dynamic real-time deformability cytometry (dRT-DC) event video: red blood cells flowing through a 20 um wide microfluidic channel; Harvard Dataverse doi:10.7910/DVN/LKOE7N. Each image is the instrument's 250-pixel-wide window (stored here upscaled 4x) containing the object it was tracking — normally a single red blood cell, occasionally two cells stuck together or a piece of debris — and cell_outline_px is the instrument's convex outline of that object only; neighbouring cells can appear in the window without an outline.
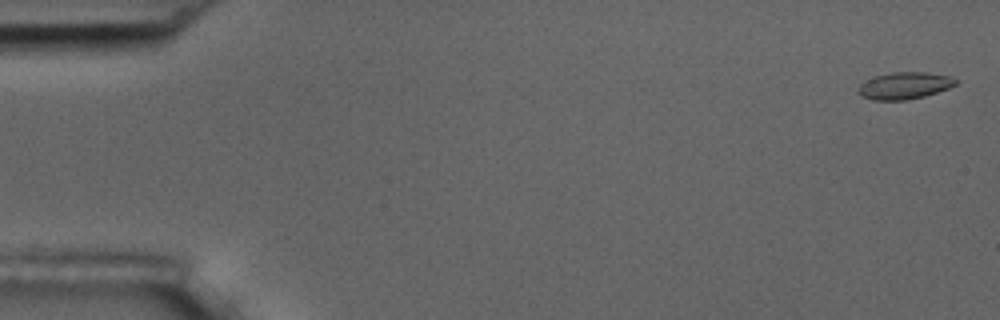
{"species": "common noctule bat (a hibernating species)", "species_latin": "Nyctalus noctula", "temperature_condition": "room temperature", "stored_images_in_passage": 5, "camera_frame_rate_fps": 3000, "um_per_image_px": 0.085, "animal": {"sex": "male", "body_mass_g": 17.5, "forearm_length_mm": 52.3}, "frame": {"image": 1, "passage_image": 1, "time_ms": 0.0, "image_size_px": [1000, 320], "cell_outline_px": [[956, 84], [948, 88], [924, 96], [904, 100], [872, 100], [864, 96], [856, 88], [860, 84], [876, 76], [892, 72], [924, 72], [948, 76], [956, 80]], "centroid_in_image_um": [76.87, 7.28], "position_along_channel_um": 8.1, "area_um2": 14.91}}
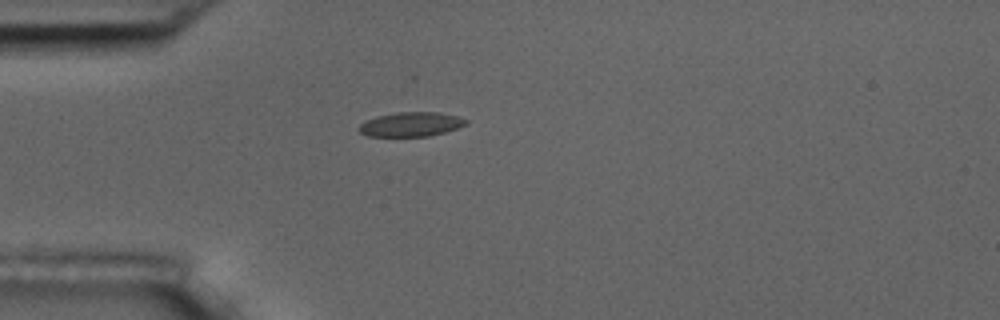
{"frame": {"image": 2, "passage_image": 5, "time_ms": 4.667, "image_size_px": [1000, 320], "cell_outline_px": [[468, 124], [444, 132], [428, 136], [368, 136], [360, 132], [356, 128], [364, 120], [376, 116], [396, 112], [440, 112], [456, 116], [468, 120]], "centroid_in_image_um": [34.89, 10.56], "position_along_channel_um": 50.1, "area_um2": 15.26}}